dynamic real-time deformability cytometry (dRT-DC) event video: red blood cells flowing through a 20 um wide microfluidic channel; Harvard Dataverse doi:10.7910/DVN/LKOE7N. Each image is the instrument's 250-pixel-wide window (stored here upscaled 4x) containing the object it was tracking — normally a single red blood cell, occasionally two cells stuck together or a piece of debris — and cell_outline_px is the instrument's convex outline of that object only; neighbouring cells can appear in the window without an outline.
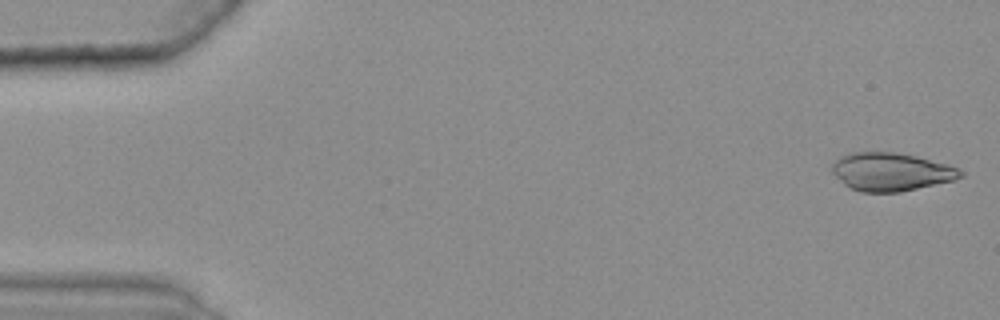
{"species": "common noctule bat (a hibernating species)", "species_latin": "Nyctalus noctula", "temperature_condition": "warm", "stored_images_in_passage": 47, "camera_frame_rate_fps": 3000, "um_per_image_px": 0.085, "animal": {"sex": "female", "body_mass_g": 25.1}, "frame": {"image": 1, "passage_image": 1, "time_ms": 0.0, "image_size_px": [1000, 320], "cell_outline_px": [[964, 176], [952, 180], [900, 192], [860, 192], [844, 184], [832, 172], [832, 164], [840, 156], [852, 152], [896, 152], [916, 156], [944, 164], [956, 168], [964, 172]], "centroid_in_image_um": [75.7, 14.6], "position_along_channel_um": 9.3, "area_um2": 28.21}}
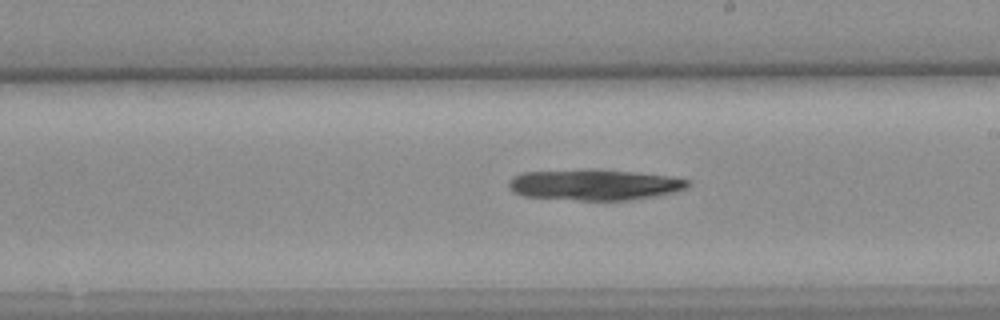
{"frame": {"image": 2, "passage_image": 31, "time_ms": 10.0, "image_size_px": [1000, 320], "cell_outline_px": [[692, 184], [676, 192], [656, 196], [628, 200], [580, 200], [524, 196], [512, 192], [508, 188], [508, 180], [512, 176], [524, 172], [588, 168], [636, 172], [672, 176], [688, 180]], "centroid_in_image_um": [50.5, 15.69], "position_along_channel_um": 238.5, "area_um2": 32.71}}
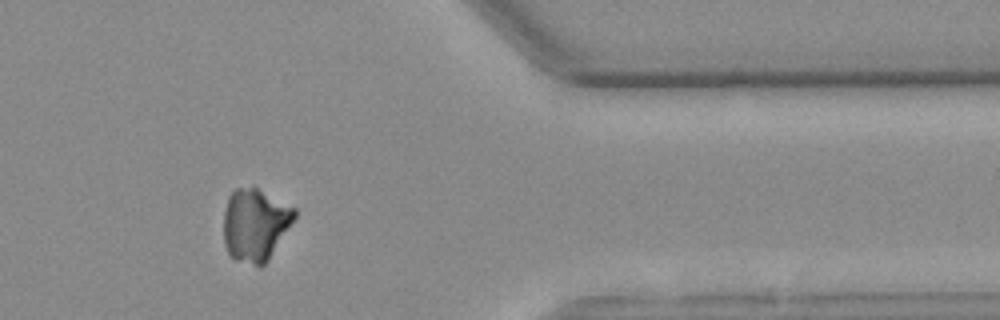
{"frame": {"image": 3, "passage_image": 45, "time_ms": 14.667, "image_size_px": [1000, 320], "cell_outline_px": [[296, 216], [268, 260], [260, 268], [236, 260], [228, 252], [224, 244], [224, 208], [228, 196], [236, 188], [252, 184], [296, 208]], "centroid_in_image_um": [21.68, 19.06], "position_along_channel_um": 389.7, "area_um2": 30.4}}